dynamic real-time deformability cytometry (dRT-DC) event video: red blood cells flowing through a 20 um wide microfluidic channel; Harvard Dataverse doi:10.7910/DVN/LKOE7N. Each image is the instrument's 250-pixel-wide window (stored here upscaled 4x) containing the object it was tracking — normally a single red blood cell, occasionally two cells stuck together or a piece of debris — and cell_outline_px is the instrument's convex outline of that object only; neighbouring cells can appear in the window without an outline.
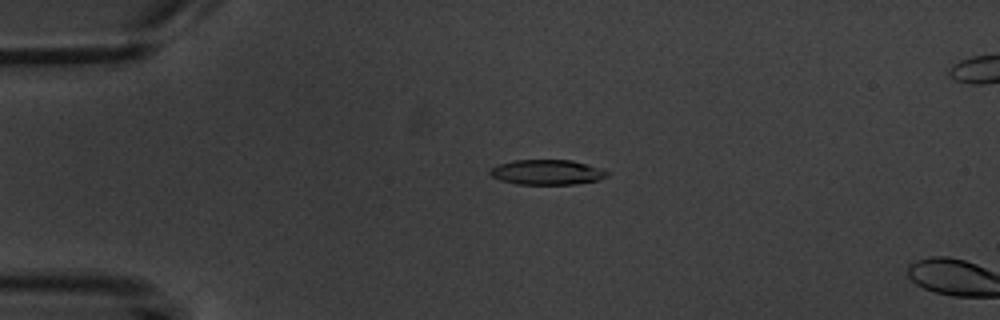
{"species": "common noctule bat (a hibernating species)", "species_latin": "Nyctalus noctula", "temperature_condition": "warm", "stored_images_in_passage": 5, "camera_frame_rate_fps": 3000, "um_per_image_px": 0.085, "animal": {"sex": "male", "body_mass_g": 20.1, "forearm_length_mm": 53.5}, "frame": {"image": 1, "passage_image": 4, "time_ms": 3.667, "image_size_px": [1000, 320], "cell_outline_px": [[608, 176], [596, 180], [576, 184], [516, 184], [500, 180], [492, 176], [488, 172], [496, 164], [512, 160], [572, 160], [608, 172]], "centroid_in_image_um": [46.41, 14.64], "position_along_channel_um": 38.6, "area_um2": 16.88}}